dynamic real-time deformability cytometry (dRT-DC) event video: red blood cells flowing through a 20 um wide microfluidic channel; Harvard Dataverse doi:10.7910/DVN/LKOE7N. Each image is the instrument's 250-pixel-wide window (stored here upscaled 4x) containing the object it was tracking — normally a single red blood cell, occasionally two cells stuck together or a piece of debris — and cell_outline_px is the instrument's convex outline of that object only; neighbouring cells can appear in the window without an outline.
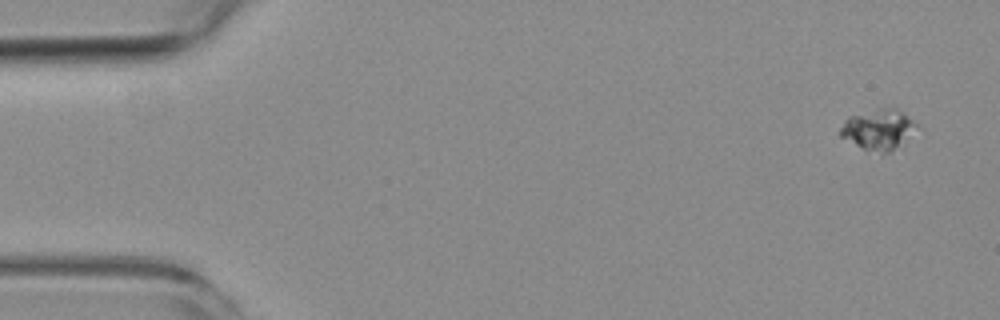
{"species": "common noctule bat (a hibernating species)", "species_latin": "Nyctalus noctula", "temperature_condition": "room temperature", "stored_images_in_passage": 6, "camera_frame_rate_fps": 3000, "um_per_image_px": 0.085, "animal": {"sex": "female", "body_mass_g": 19.3, "forearm_length_mm": 54.1}, "frame": {"image": 1, "passage_image": 1, "time_ms": 0.0, "image_size_px": [1000, 320], "cell_outline_px": [[920, 124], [888, 152], [880, 156], [840, 136], [840, 128], [844, 120], [848, 116], [880, 108], [900, 108]], "centroid_in_image_um": [74.65, 10.96], "position_along_channel_um": 10.4, "area_um2": 17.74}}
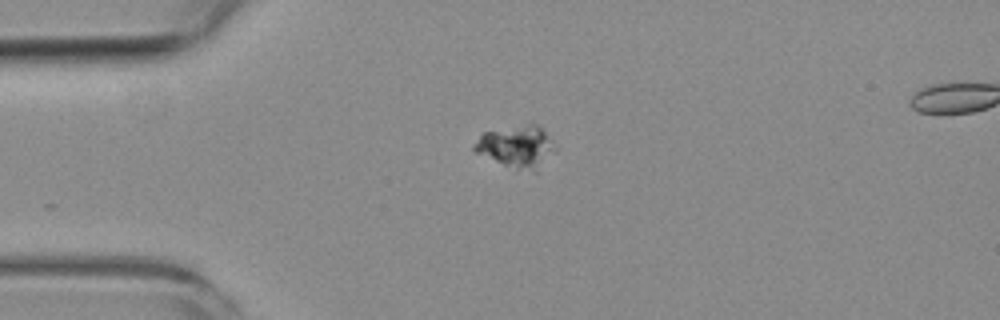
{"frame": {"image": 2, "passage_image": 4, "time_ms": 3.667, "image_size_px": [1000, 320], "cell_outline_px": [[556, 148], [536, 172], [516, 168], [504, 164], [476, 152], [472, 148], [472, 144], [484, 132], [528, 124], [536, 124], [552, 140]], "centroid_in_image_um": [43.91, 12.46], "position_along_channel_um": 41.1, "area_um2": 19.13}}
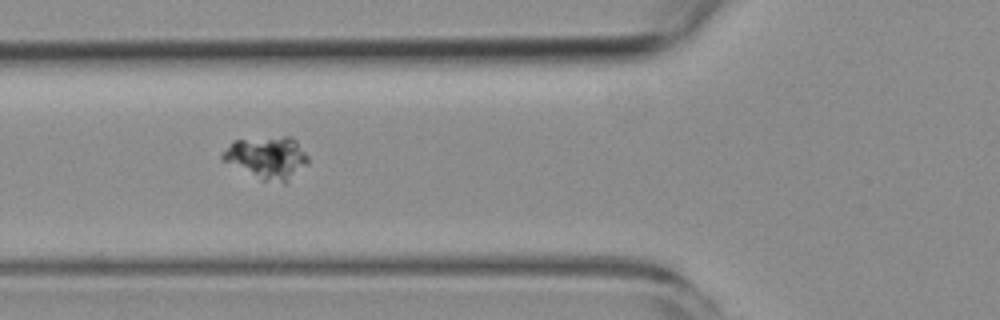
{"frame": {"image": 3, "passage_image": 6, "time_ms": 6.0, "image_size_px": [1000, 320], "cell_outline_px": [[308, 164], [284, 184], [264, 180], [224, 160], [220, 156], [232, 140], [284, 136], [292, 136], [296, 140], [308, 156]], "centroid_in_image_um": [22.75, 13.38], "position_along_channel_um": 103.0, "area_um2": 20.81}}